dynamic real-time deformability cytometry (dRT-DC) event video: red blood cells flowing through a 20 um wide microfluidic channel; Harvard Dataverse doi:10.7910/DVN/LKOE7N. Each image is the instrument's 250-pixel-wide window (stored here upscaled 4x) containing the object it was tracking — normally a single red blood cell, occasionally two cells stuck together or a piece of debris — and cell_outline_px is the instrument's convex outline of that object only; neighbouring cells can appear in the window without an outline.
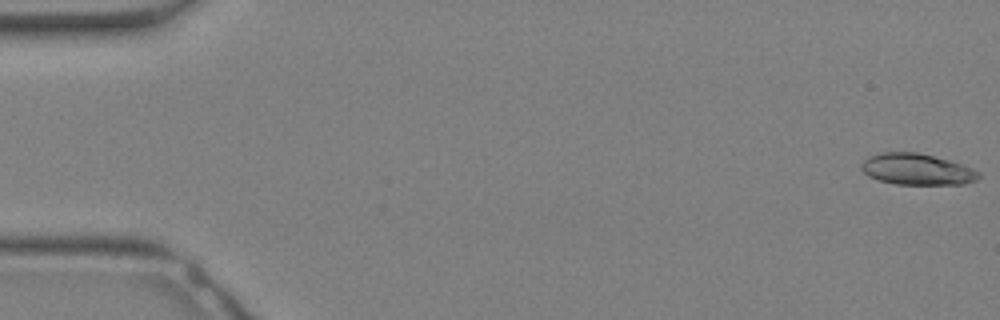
{"species": "Egyptian fruit bat (a non-hibernating species)", "species_latin": "Rousettus aegyptiacus", "temperature_condition": "warm", "stored_images_in_passage": 7, "camera_frame_rate_fps": 3000, "um_per_image_px": 0.085, "animal": {"sex": "female"}, "frame": {"image": 1, "passage_image": 1, "time_ms": 0.0, "image_size_px": [1000, 320], "cell_outline_px": [[980, 176], [976, 180], [964, 184], [896, 184], [880, 180], [868, 176], [860, 168], [860, 164], [864, 160], [872, 156], [884, 152], [916, 152], [948, 160], [972, 168], [980, 172]], "centroid_in_image_um": [77.94, 14.39], "position_along_channel_um": 7.1, "area_um2": 21.1}}